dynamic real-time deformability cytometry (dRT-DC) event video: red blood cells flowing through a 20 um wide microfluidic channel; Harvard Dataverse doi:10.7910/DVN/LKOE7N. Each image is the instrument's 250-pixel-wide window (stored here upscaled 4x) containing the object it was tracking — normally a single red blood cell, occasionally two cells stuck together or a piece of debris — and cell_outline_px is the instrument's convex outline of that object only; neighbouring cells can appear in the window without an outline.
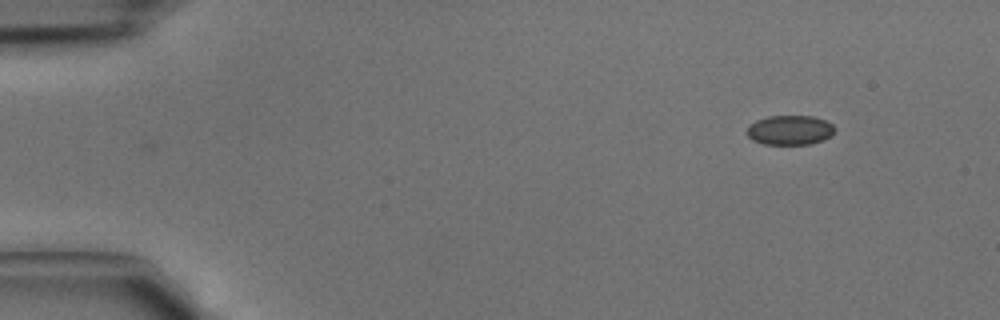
{"species": "common noctule bat (a hibernating species)", "species_latin": "Nyctalus noctula", "temperature_condition": "cold", "stored_images_in_passage": 3, "camera_frame_rate_fps": 3000, "um_per_image_px": 0.085, "animal": {"sex": "male", "body_mass_g": 15.6}, "frame": {"image": 1, "passage_image": 3, "time_ms": 0.667, "image_size_px": [1000, 320], "cell_outline_px": [[836, 128], [824, 140], [808, 144], [764, 144], [752, 140], [744, 132], [748, 124], [756, 120], [768, 116], [812, 116], [824, 120], [832, 124]], "centroid_in_image_um": [67.07, 11.05], "position_along_channel_um": 17.9, "area_um2": 15.2}}